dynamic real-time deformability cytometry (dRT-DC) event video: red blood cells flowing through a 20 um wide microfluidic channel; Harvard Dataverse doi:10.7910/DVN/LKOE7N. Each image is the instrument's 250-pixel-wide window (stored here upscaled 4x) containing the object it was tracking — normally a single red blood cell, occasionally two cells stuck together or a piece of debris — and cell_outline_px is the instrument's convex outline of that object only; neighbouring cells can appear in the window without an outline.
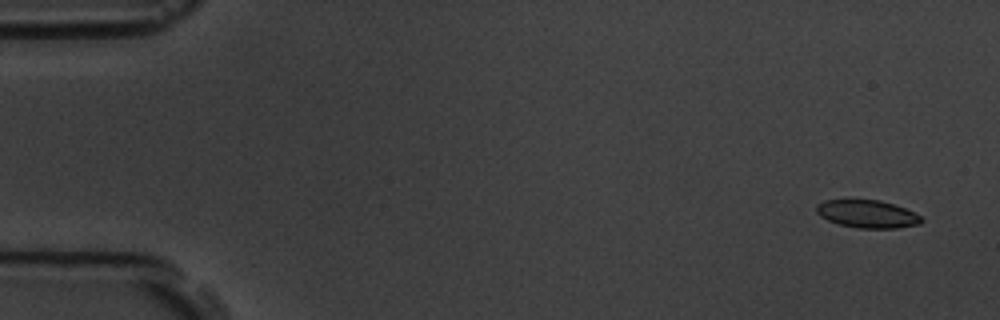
{"species": "common noctule bat (a hibernating species)", "species_latin": "Nyctalus noctula", "temperature_condition": "room temperature", "stored_images_in_passage": 5, "camera_frame_rate_fps": 3000, "um_per_image_px": 0.085, "animal": {"sex": "male", "body_mass_g": 19.5, "forearm_length_mm": 54.6}, "frame": {"image": 1, "passage_image": 1, "time_ms": 0.0, "image_size_px": [1000, 320], "cell_outline_px": [[924, 220], [920, 224], [896, 228], [856, 228], [840, 224], [828, 220], [820, 216], [816, 212], [816, 204], [824, 200], [880, 200], [904, 208], [920, 216]], "centroid_in_image_um": [73.7, 18.19], "position_along_channel_um": 11.3, "area_um2": 16.88}}
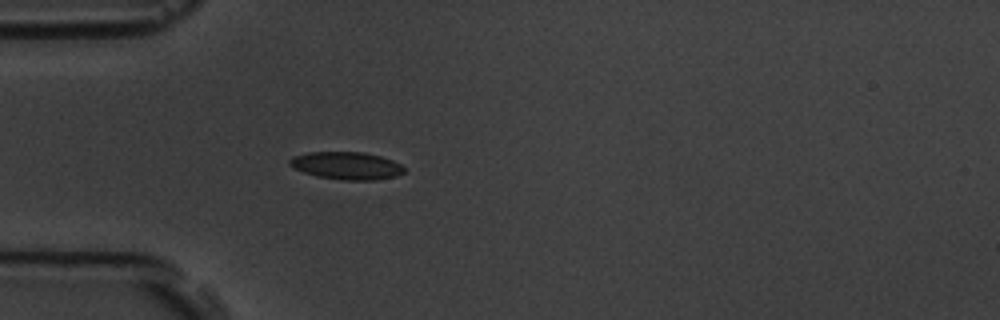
{"frame": {"image": 2, "passage_image": 5, "time_ms": 4.667, "image_size_px": [1000, 320], "cell_outline_px": [[404, 172], [396, 176], [376, 180], [344, 180], [316, 176], [304, 172], [288, 164], [288, 160], [292, 156], [308, 152], [364, 152], [380, 156], [392, 160], [400, 164], [404, 168]], "centroid_in_image_um": [29.45, 14.07], "position_along_channel_um": 55.6, "area_um2": 18.38}}